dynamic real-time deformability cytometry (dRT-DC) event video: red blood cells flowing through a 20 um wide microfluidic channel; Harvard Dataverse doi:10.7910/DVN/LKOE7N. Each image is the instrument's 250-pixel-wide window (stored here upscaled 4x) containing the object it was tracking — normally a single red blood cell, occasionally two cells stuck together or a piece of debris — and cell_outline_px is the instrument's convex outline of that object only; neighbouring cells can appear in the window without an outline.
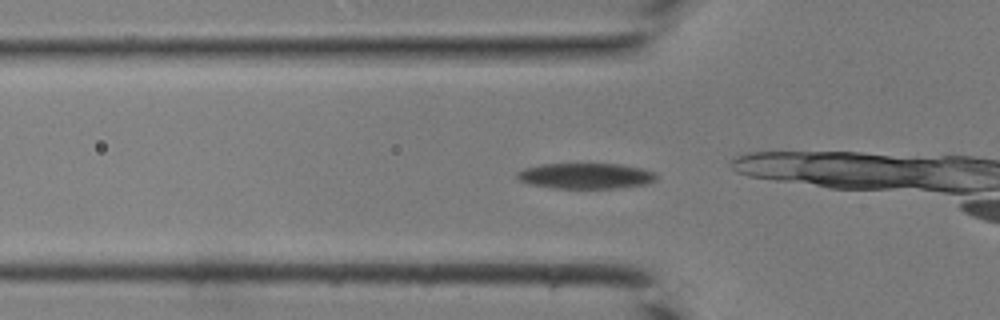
{"species": "common noctule bat (a hibernating species)", "species_latin": "Nyctalus noctula", "temperature_condition": "room temperature", "stored_images_in_passage": 14, "camera_frame_rate_fps": 3000, "um_per_image_px": 0.085, "animal": {"sex": "male", "body_mass_g": 19.0, "forearm_length_mm": 50.8}, "frame": {"image": 1, "passage_image": 7, "time_ms": 2.0, "image_size_px": [1000, 320], "cell_outline_px": [[656, 180], [648, 184], [616, 188], [552, 188], [528, 184], [520, 180], [516, 176], [516, 172], [524, 168], [540, 164], [620, 164], [640, 168], [652, 172], [656, 176]], "centroid_in_image_um": [49.74, 14.95], "position_along_channel_um": 76.1, "area_um2": 20.81}}